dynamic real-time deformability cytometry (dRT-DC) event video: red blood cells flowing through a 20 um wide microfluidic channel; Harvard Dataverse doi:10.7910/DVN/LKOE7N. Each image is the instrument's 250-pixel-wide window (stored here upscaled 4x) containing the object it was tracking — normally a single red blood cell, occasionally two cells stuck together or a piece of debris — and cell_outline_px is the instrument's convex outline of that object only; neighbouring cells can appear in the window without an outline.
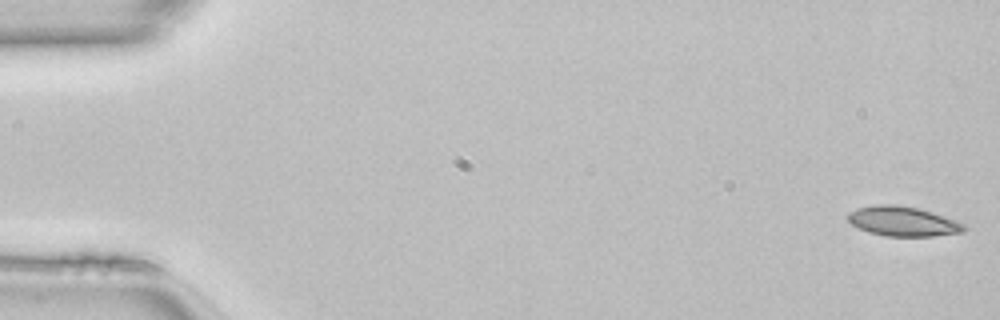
{"species": "common noctule bat (a hibernating species)", "species_latin": "Nyctalus noctula", "temperature_condition": "room temperature", "stored_images_in_passage": 49, "camera_frame_rate_fps": 3000, "um_per_image_px": 0.085, "animal": {"sex": "female", "body_mass_g": 22.7, "forearm_length_mm": 54.2}, "frame": {"image": 1, "passage_image": 1, "time_ms": 0.0, "image_size_px": [1000, 320], "cell_outline_px": [[968, 228], [964, 232], [932, 236], [884, 236], [868, 232], [852, 224], [848, 220], [848, 212], [856, 208], [876, 204], [896, 204], [920, 208], [932, 212], [964, 224]], "centroid_in_image_um": [76.73, 18.8], "position_along_channel_um": 8.3, "area_um2": 20.17}}
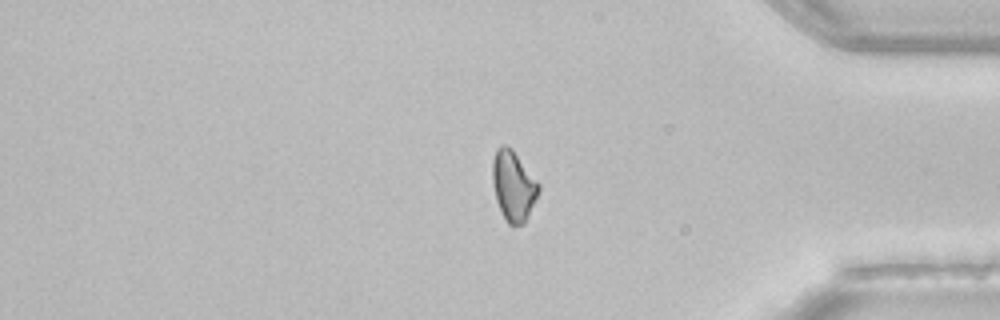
{"frame": {"image": 2, "passage_image": 41, "time_ms": 13.333, "image_size_px": [1000, 320], "cell_outline_px": [[540, 192], [524, 224], [508, 224], [504, 220], [496, 200], [492, 180], [492, 160], [496, 148], [500, 144], [504, 144], [512, 148], [540, 184]], "centroid_in_image_um": [43.63, 15.78], "position_along_channel_um": 391.6, "area_um2": 19.13}}
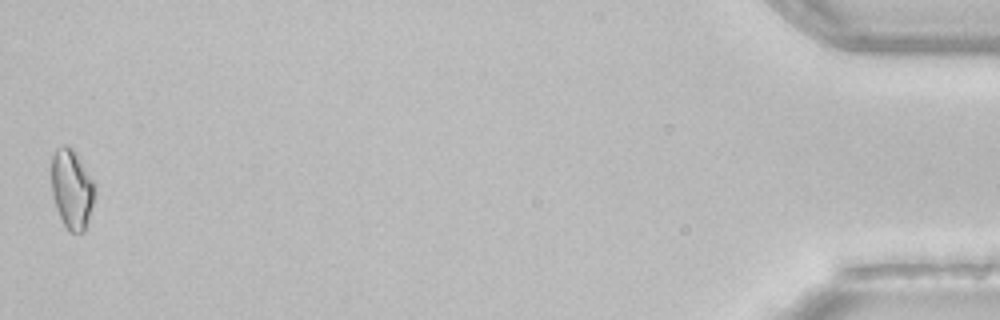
{"frame": {"image": 3, "passage_image": 49, "time_ms": 16.0, "image_size_px": [1000, 320], "cell_outline_px": [[96, 188], [88, 220], [84, 232], [68, 232], [56, 208], [52, 196], [52, 156], [56, 148], [64, 144], [72, 148], [76, 152], [96, 184]], "centroid_in_image_um": [6.11, 16.05], "position_along_channel_um": 429.1, "area_um2": 20.17}}